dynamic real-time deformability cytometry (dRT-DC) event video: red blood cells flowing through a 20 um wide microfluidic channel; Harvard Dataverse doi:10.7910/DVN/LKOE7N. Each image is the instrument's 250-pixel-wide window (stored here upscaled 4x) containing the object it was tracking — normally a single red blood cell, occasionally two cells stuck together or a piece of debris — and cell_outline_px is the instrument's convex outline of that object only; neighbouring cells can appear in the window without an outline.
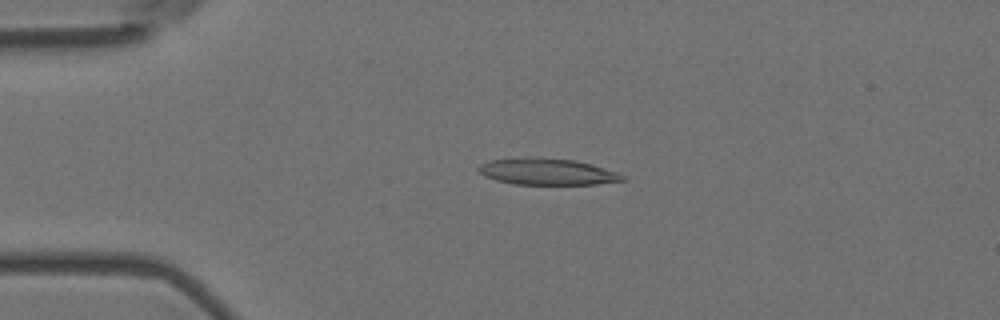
{"species": "Egyptian fruit bat (a non-hibernating species)", "species_latin": "Rousettus aegyptiacus", "temperature_condition": "room temperature", "stored_images_in_passage": 43, "camera_frame_rate_fps": 3000, "um_per_image_px": 0.085, "animal": {"sex": "female"}, "frame": {"image": 1, "passage_image": 1, "time_ms": 0.0, "image_size_px": [1000, 320], "cell_outline_px": [[628, 180], [596, 184], [516, 184], [496, 180], [484, 176], [476, 168], [480, 164], [488, 160], [524, 156], [540, 156], [576, 160], [592, 164], [616, 172], [624, 176]], "centroid_in_image_um": [46.47, 14.56], "position_along_channel_um": 38.5, "area_um2": 22.66}}
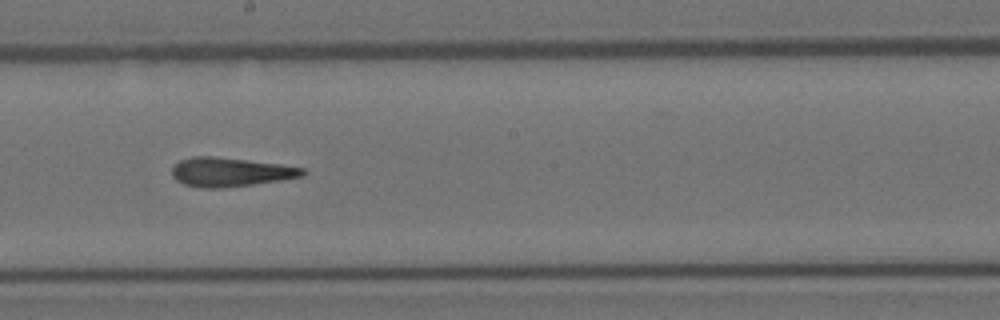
{"frame": {"image": 2, "passage_image": 19, "time_ms": 6.0, "image_size_px": [1000, 320], "cell_outline_px": [[308, 172], [304, 176], [280, 180], [224, 188], [200, 188], [184, 184], [176, 180], [172, 176], [172, 168], [180, 160], [192, 156], [212, 156], [248, 160], [280, 164], [304, 168]], "centroid_in_image_um": [19.58, 14.62], "position_along_channel_um": 228.6, "area_um2": 22.14}}
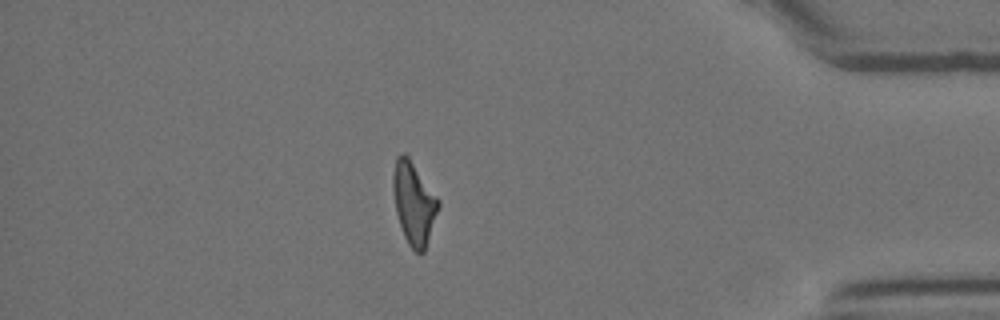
{"frame": {"image": 3, "passage_image": 36, "time_ms": 11.667, "image_size_px": [1000, 320], "cell_outline_px": [[440, 204], [424, 252], [416, 252], [408, 244], [404, 236], [396, 212], [392, 188], [392, 176], [396, 156], [404, 152], [408, 152], [440, 200]], "centroid_in_image_um": [35.17, 17.16], "position_along_channel_um": 400.0, "area_um2": 22.14}, "authors_computed_cell_mechanics": {"area_um2": 22.0796, "velocity_mm_per_s": 3.69, "shape_relaxation_time_tau1_ms": null, "shape_relaxation_time_tau2_ms": 3.7635, "deformation_change_tau1": null, "deformation_change_tau2": 0.1628}}